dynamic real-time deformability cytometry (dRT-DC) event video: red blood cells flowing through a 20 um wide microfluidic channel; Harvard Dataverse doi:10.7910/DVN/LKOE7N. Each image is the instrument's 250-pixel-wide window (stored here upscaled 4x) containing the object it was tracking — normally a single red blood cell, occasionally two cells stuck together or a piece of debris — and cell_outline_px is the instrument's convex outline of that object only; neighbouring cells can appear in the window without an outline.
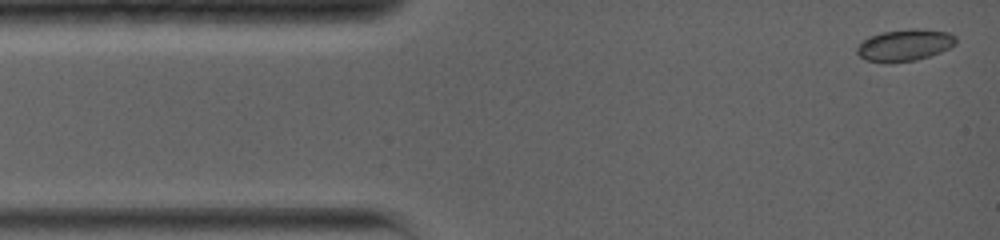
{"species": "common noctule bat (a hibernating species)", "species_latin": "Nyctalus noctula", "temperature_condition": "warm", "stored_images_in_passage": 28, "camera_frame_rate_fps": 5000, "um_per_image_px": 0.085, "animal": {"sex": "female", "body_mass_g": 19.0, "forearm_length_mm": 56.7}, "frame": {"image": 1, "passage_image": 1, "time_ms": 0.0, "image_size_px": [1000, 240], "cell_outline_px": [[956, 44], [940, 52], [916, 60], [888, 64], [864, 60], [856, 52], [856, 48], [864, 40], [880, 32], [912, 28], [916, 28], [948, 32], [956, 36]], "centroid_in_image_um": [76.89, 3.85], "position_along_channel_um": 8.1, "area_um2": 18.44}}
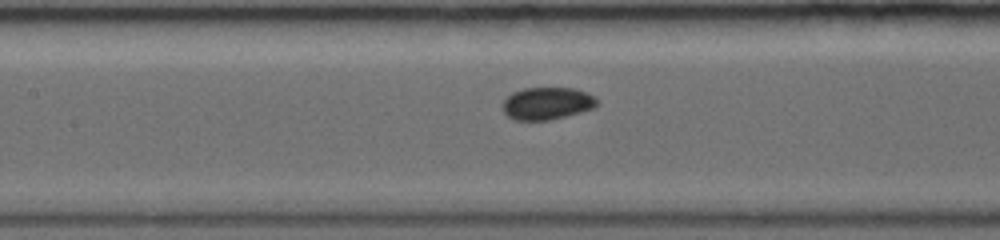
{"frame": {"image": 2, "passage_image": 13, "time_ms": 5.8, "image_size_px": [1000, 240], "cell_outline_px": [[600, 104], [592, 108], [580, 112], [548, 120], [512, 120], [504, 112], [500, 104], [512, 92], [524, 88], [572, 88], [596, 96]], "centroid_in_image_um": [46.47, 8.79], "position_along_channel_um": 160.9, "area_um2": 17.86}}
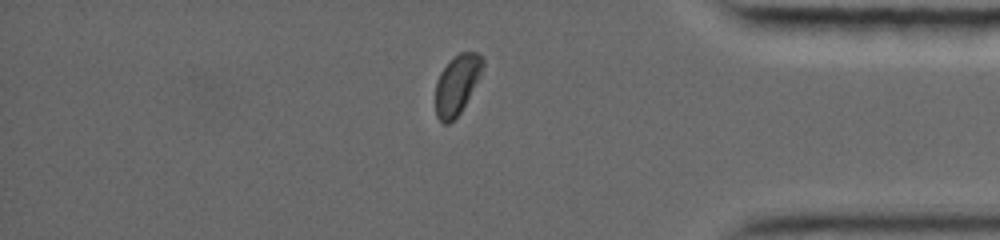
{"frame": {"image": 3, "passage_image": 24, "time_ms": 12.4, "image_size_px": [1000, 240], "cell_outline_px": [[484, 64], [480, 76], [460, 112], [448, 124], [444, 124], [436, 116], [436, 84], [440, 72], [460, 52], [476, 52], [484, 56]], "centroid_in_image_um": [38.86, 7.17], "position_along_channel_um": 396.3, "area_um2": 16.01}, "authors_computed_cell_mechanics": {"area_um2": 17.8024, "velocity_mm_per_s": 3.8702, "shape_relaxation_time_tau1_ms": 2.7152, "shape_relaxation_time_tau2_ms": null, "deformation_change_tau1": 0.0639, "deformation_change_tau2": null}}